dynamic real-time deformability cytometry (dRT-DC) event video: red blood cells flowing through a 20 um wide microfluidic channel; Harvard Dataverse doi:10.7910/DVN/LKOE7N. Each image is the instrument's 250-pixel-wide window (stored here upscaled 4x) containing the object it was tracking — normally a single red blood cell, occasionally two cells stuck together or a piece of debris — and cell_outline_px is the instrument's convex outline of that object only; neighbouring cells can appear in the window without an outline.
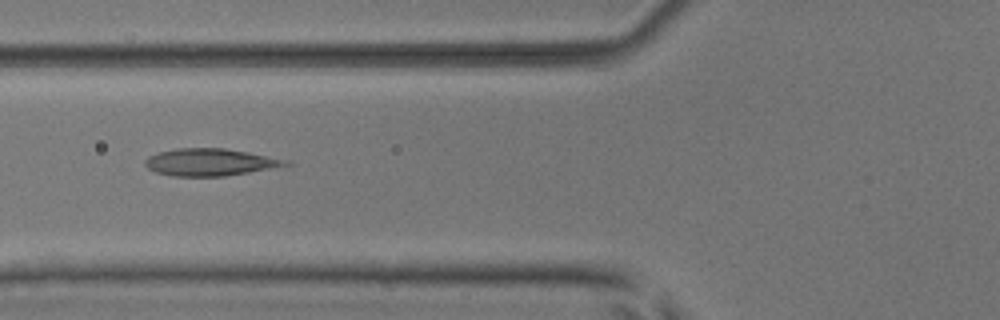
{"species": "common noctule bat (a hibernating species)", "species_latin": "Nyctalus noctula", "temperature_condition": "room temperature", "stored_images_in_passage": 7, "camera_frame_rate_fps": 3000, "um_per_image_px": 0.085, "animal": {"sex": "male", "body_mass_g": 17.9, "forearm_length_mm": 54.2}, "frame": {"image": 1, "passage_image": 5, "time_ms": 1.333, "image_size_px": [1000, 320], "cell_outline_px": [[292, 164], [248, 172], [224, 176], [172, 176], [156, 172], [148, 168], [144, 164], [144, 160], [148, 156], [160, 152], [176, 148], [224, 148], [248, 152], [292, 160]], "centroid_in_image_um": [17.86, 13.78], "position_along_channel_um": 107.9, "area_um2": 22.25}}
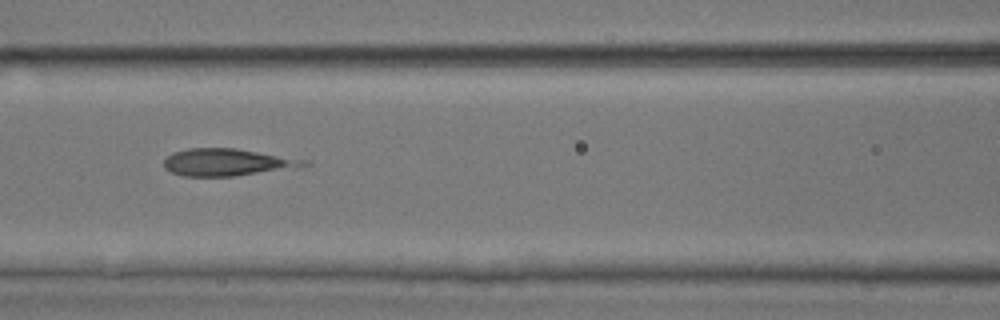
{"frame": {"image": 2, "passage_image": 6, "time_ms": 1.667, "image_size_px": [1000, 320], "cell_outline_px": [[284, 164], [272, 168], [256, 172], [232, 176], [180, 176], [164, 168], [164, 160], [172, 152], [188, 148], [236, 148], [256, 152], [272, 156], [284, 160]], "centroid_in_image_um": [18.58, 13.78], "position_along_channel_um": 148.0, "area_um2": 19.36}}